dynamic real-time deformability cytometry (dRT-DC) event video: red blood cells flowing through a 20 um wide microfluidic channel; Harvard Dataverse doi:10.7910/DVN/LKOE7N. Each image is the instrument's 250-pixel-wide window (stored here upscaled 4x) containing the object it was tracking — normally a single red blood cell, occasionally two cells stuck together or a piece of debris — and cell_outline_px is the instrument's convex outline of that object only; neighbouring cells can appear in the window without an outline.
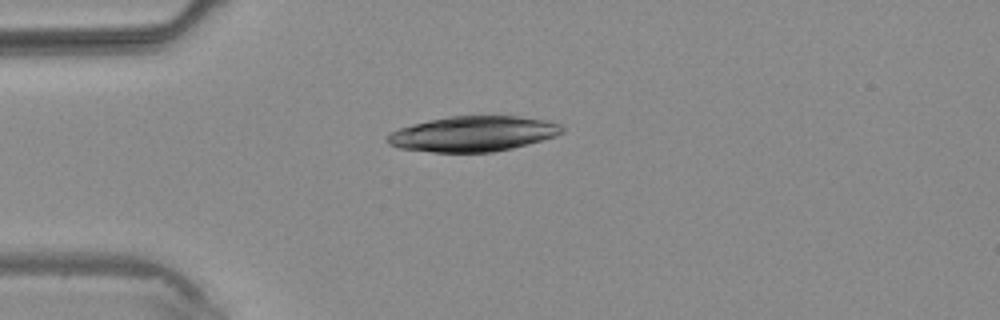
{"species": "common noctule bat (a hibernating species)", "species_latin": "Nyctalus noctula", "temperature_condition": "warm", "stored_images_in_passage": 3, "camera_frame_rate_fps": 3000, "um_per_image_px": 0.085, "animal": {"sex": "male", "body_mass_g": 20.4}, "frame": {"image": 1, "passage_image": 3, "time_ms": 2.333, "image_size_px": [1000, 320], "cell_outline_px": [[564, 132], [556, 136], [528, 144], [512, 148], [492, 152], [432, 152], [400, 148], [388, 144], [388, 136], [392, 132], [400, 128], [412, 124], [428, 120], [452, 116], [516, 116], [548, 120], [560, 124], [564, 128]], "centroid_in_image_um": [40.25, 11.37], "position_along_channel_um": 44.7, "area_um2": 35.84}}